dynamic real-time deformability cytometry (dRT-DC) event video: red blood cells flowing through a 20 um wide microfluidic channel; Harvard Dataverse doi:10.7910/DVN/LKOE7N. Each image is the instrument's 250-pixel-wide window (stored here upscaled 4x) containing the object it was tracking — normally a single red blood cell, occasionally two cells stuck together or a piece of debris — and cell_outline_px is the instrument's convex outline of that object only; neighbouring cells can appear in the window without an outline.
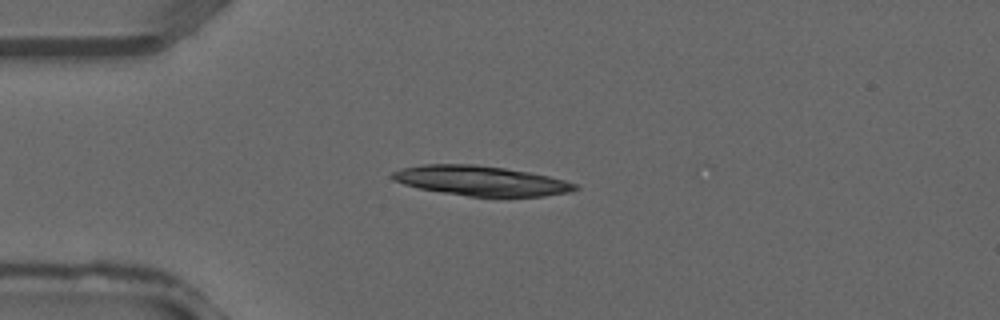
{"species": "common noctule bat (a hibernating species)", "species_latin": "Nyctalus noctula", "temperature_condition": "warm", "stored_images_in_passage": 13, "camera_frame_rate_fps": 3000, "um_per_image_px": 0.085, "animal": {"sex": "male", "forearm_length_mm": 52.5}, "frame": {"image": 1, "passage_image": 1, "time_ms": 0.0, "image_size_px": [1000, 320], "cell_outline_px": [[580, 188], [568, 192], [544, 196], [468, 196], [420, 188], [404, 184], [388, 176], [392, 172], [400, 168], [424, 164], [476, 164], [504, 168], [528, 172], [548, 176], [564, 180], [576, 184]], "centroid_in_image_um": [40.86, 15.35], "position_along_channel_um": 44.1, "area_um2": 31.44}}